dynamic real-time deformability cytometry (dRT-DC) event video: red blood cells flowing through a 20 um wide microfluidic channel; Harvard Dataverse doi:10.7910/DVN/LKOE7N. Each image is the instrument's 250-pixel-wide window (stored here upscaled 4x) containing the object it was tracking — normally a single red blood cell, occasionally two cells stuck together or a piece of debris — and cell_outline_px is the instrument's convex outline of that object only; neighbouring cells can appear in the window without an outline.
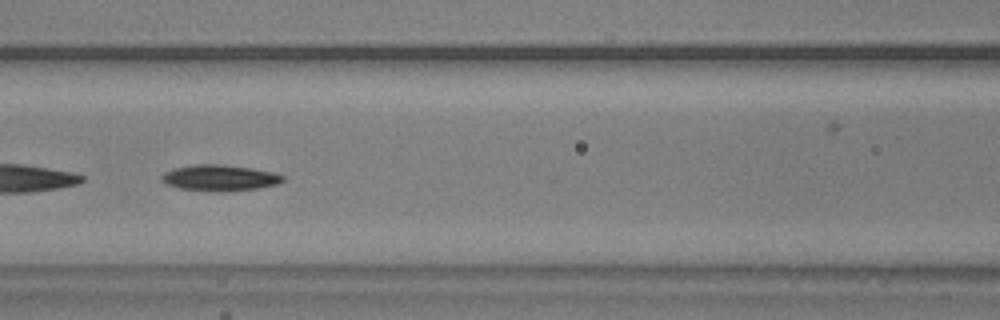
{"species": "common noctule bat (a hibernating species)", "species_latin": "Nyctalus noctula", "temperature_condition": "warm", "stored_images_in_passage": 41, "camera_frame_rate_fps": 3000, "um_per_image_px": 0.085, "animal": {"sex": "male", "body_mass_g": 20.5, "forearm_length_mm": 52.5}, "frame": {"image": 1, "passage_image": 12, "time_ms": 3.667, "image_size_px": [1000, 320], "cell_outline_px": [[284, 180], [276, 184], [256, 188], [220, 192], [216, 192], [180, 188], [164, 184], [160, 180], [160, 176], [164, 172], [172, 168], [196, 164], [220, 164], [252, 168], [276, 172], [284, 176]], "centroid_in_image_um": [18.63, 15.11], "position_along_channel_um": 148.0, "area_um2": 18.55}}
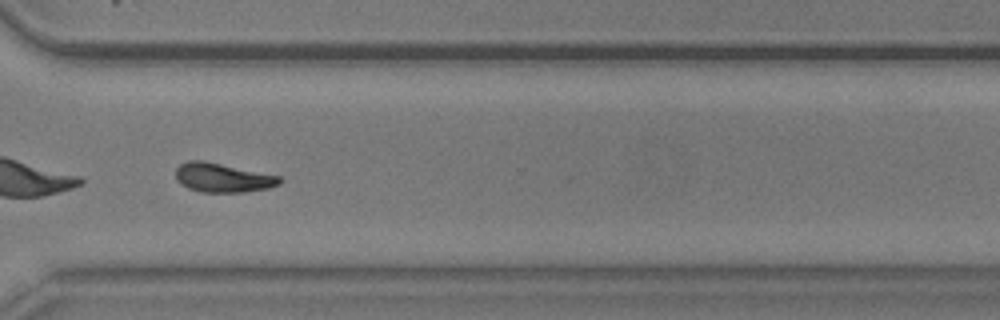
{"frame": {"image": 2, "passage_image": 29, "time_ms": 9.333, "image_size_px": [1000, 320], "cell_outline_px": [[284, 180], [280, 184], [268, 188], [244, 192], [200, 192], [188, 188], [180, 184], [176, 180], [176, 168], [180, 164], [188, 160], [204, 160], [280, 176]], "centroid_in_image_um": [18.92, 15.1], "position_along_channel_um": 351.7, "area_um2": 17.8}}